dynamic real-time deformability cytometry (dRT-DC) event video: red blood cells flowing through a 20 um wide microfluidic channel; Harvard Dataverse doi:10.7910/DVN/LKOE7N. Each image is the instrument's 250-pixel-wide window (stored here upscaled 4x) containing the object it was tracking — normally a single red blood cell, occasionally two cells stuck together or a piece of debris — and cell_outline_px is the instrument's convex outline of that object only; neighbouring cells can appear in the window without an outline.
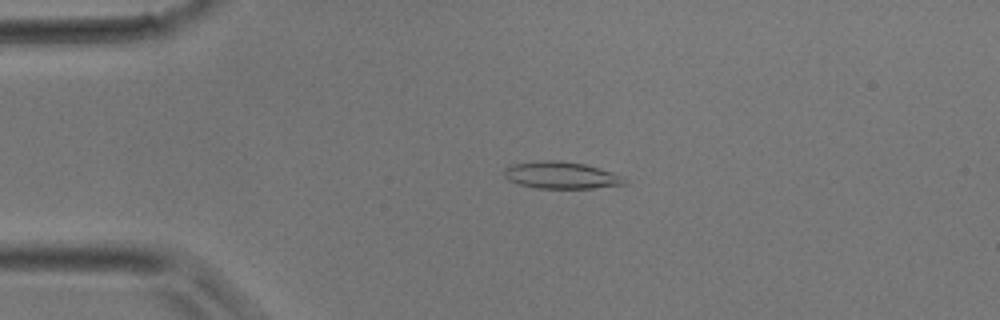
{"species": "common noctule bat (a hibernating species)", "species_latin": "Nyctalus noctula", "temperature_condition": "room temperature", "stored_images_in_passage": 37, "camera_frame_rate_fps": 3000, "um_per_image_px": 0.085, "animal": {"sex": "male", "body_mass_g": 17.9}, "frame": {"image": 1, "passage_image": 7, "time_ms": 2.0, "image_size_px": [1000, 320], "cell_outline_px": [[628, 184], [592, 188], [536, 188], [520, 184], [508, 180], [504, 176], [504, 168], [512, 164], [548, 160], [556, 160], [584, 164], [624, 176], [628, 180]], "centroid_in_image_um": [47.72, 14.9], "position_along_channel_um": 37.3, "area_um2": 18.84}}
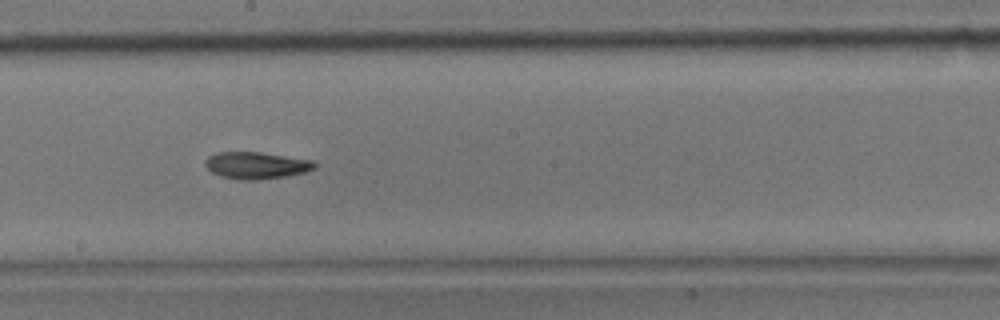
{"frame": {"image": 2, "passage_image": 20, "time_ms": 6.333, "image_size_px": [1000, 320], "cell_outline_px": [[316, 168], [304, 172], [284, 176], [256, 180], [240, 180], [220, 176], [212, 172], [204, 164], [204, 160], [208, 156], [216, 152], [260, 152], [312, 160], [316, 164]], "centroid_in_image_um": [21.75, 14.05], "position_along_channel_um": 226.5, "area_um2": 17.11}}
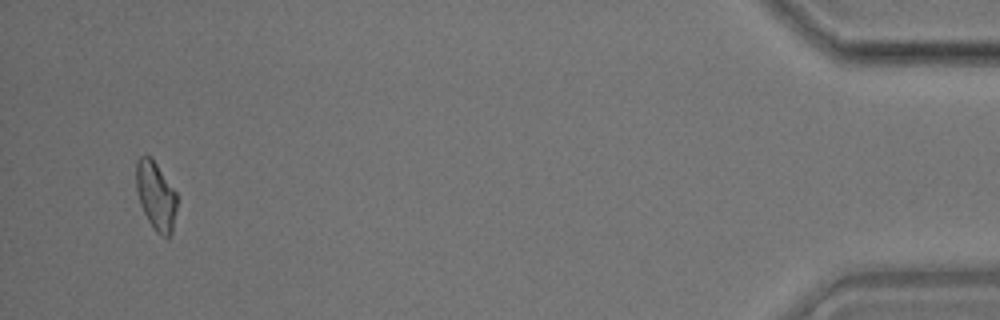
{"frame": {"image": 3, "passage_image": 36, "time_ms": 11.667, "image_size_px": [1000, 320], "cell_outline_px": [[176, 208], [172, 232], [168, 240], [156, 232], [148, 220], [140, 204], [136, 188], [136, 160], [140, 156], [152, 156], [176, 192]], "centroid_in_image_um": [13.24, 16.63], "position_along_channel_um": 422.0, "area_um2": 16.36}}